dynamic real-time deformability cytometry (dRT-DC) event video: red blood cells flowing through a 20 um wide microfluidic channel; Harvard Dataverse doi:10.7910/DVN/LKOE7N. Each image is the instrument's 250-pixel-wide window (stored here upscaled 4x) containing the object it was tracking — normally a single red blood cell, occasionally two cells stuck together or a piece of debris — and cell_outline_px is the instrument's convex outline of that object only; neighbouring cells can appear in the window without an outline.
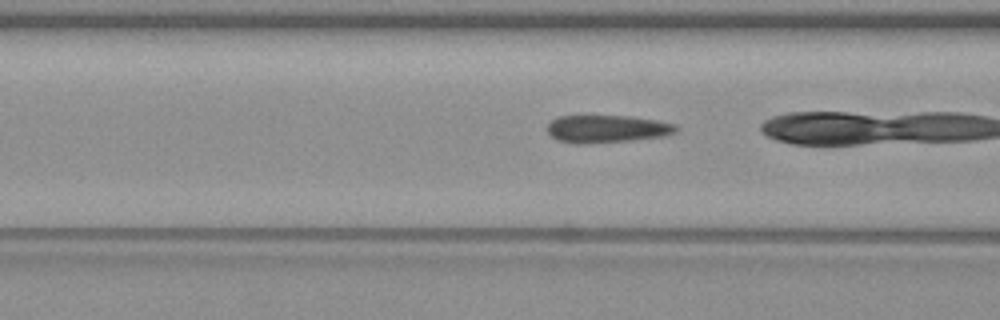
{"species": "common noctule bat (a hibernating species)", "species_latin": "Nyctalus noctula", "temperature_condition": "warm", "stored_images_in_passage": 20, "camera_frame_rate_fps": 3000, "um_per_image_px": 0.085, "animal": {"sex": "female", "body_mass_g": 19.3, "forearm_length_mm": 54.1}, "frame": {"image": 1, "passage_image": 19, "time_ms": 6.0, "image_size_px": [1000, 320], "cell_outline_px": [[680, 128], [676, 132], [664, 136], [632, 140], [588, 144], [576, 144], [556, 140], [548, 132], [548, 124], [556, 116], [632, 116], [656, 120], [676, 124]], "centroid_in_image_um": [51.6, 10.96], "position_along_channel_um": 115.0, "area_um2": 20.92}}